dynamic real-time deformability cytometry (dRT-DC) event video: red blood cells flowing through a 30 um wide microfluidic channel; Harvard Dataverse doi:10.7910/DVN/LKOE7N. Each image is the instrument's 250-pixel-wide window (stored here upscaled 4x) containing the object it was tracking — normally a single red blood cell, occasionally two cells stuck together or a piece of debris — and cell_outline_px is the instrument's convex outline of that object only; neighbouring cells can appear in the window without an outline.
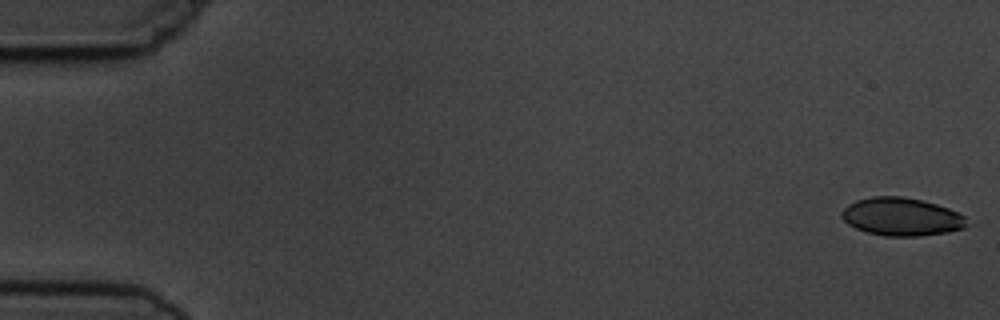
{"species": "common noctule bat (a hibernating species)", "species_latin": "Nyctalus noctula", "temperature_condition": "cold", "stored_images_in_passage": 6, "camera_frame_rate_fps": 3000, "um_per_image_px": 0.085, "animal": {"sex": "male", "body_mass_g": 19.5, "forearm_length_mm": 54.6}, "frame": {"image": 1, "passage_image": 1, "time_ms": 0.0, "image_size_px": [1000, 320], "cell_outline_px": [[964, 228], [948, 232], [920, 236], [884, 236], [868, 232], [856, 228], [848, 224], [840, 216], [840, 212], [848, 204], [856, 200], [872, 196], [904, 196], [936, 204], [948, 208], [964, 216]], "centroid_in_image_um": [76.57, 18.42], "position_along_channel_um": 8.4, "area_um2": 27.57}}